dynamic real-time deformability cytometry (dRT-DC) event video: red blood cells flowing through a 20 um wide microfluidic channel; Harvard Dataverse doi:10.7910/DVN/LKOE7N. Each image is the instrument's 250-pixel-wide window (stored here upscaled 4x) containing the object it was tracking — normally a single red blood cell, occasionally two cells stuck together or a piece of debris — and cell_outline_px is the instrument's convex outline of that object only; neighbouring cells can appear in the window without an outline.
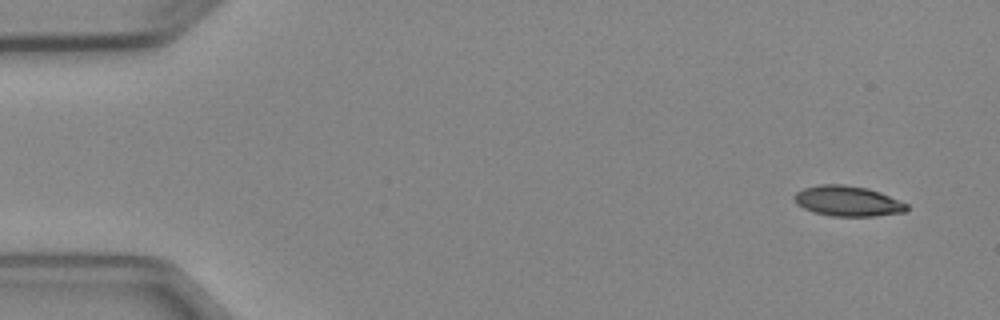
{"species": "Egyptian fruit bat (a non-hibernating species)", "species_latin": "Rousettus aegyptiacus", "temperature_condition": "cold", "stored_images_in_passage": 4, "camera_frame_rate_fps": 3000, "um_per_image_px": 0.085, "animal": {"sex": "female"}, "frame": {"image": 1, "passage_image": 1, "time_ms": 0.0, "image_size_px": [1000, 320], "cell_outline_px": [[908, 208], [904, 212], [876, 216], [832, 216], [812, 212], [796, 204], [792, 196], [796, 192], [804, 188], [820, 184], [844, 184], [868, 188], [880, 192], [908, 204]], "centroid_in_image_um": [72.03, 17.09], "position_along_channel_um": 13.0, "area_um2": 20.0}}
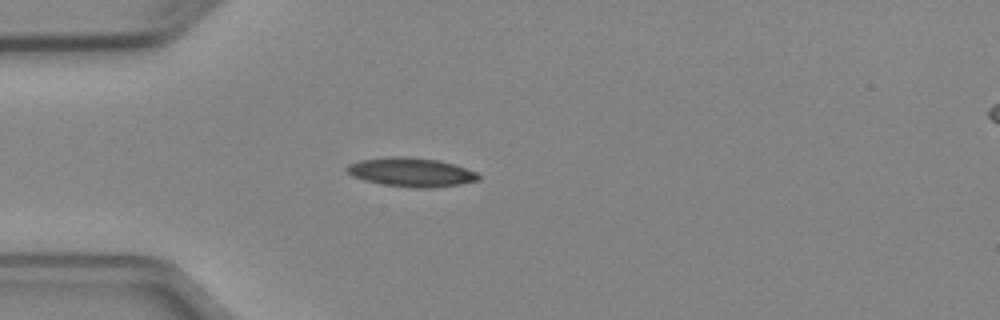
{"frame": {"image": 2, "passage_image": 4, "time_ms": 3.667, "image_size_px": [1000, 320], "cell_outline_px": [[480, 180], [460, 184], [432, 188], [416, 188], [384, 184], [364, 180], [352, 176], [344, 168], [348, 164], [360, 160], [388, 156], [404, 156], [440, 160], [476, 172], [480, 176]], "centroid_in_image_um": [34.93, 14.63], "position_along_channel_um": 50.1, "area_um2": 22.2}}